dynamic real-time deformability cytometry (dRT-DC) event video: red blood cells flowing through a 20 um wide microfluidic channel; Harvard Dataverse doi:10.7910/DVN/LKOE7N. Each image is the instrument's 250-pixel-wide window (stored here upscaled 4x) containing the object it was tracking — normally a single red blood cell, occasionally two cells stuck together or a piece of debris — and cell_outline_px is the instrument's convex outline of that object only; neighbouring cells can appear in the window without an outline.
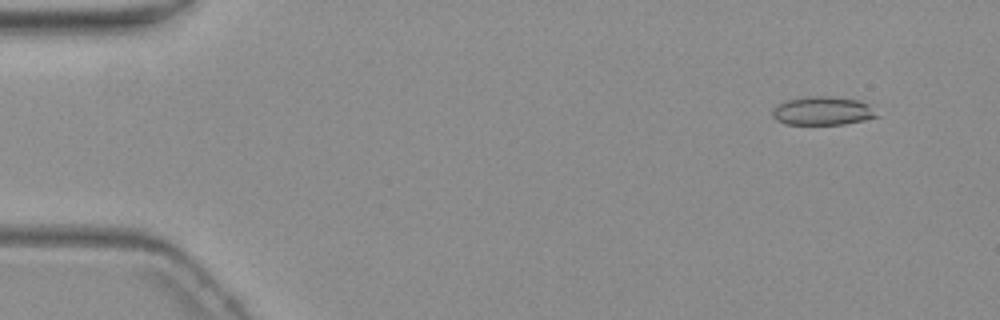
{"species": "common noctule bat (a hibernating species)", "species_latin": "Nyctalus noctula", "temperature_condition": "warm", "stored_images_in_passage": 4, "camera_frame_rate_fps": 3000, "um_per_image_px": 0.085, "animal": {"sex": "female", "body_mass_g": 19.3, "forearm_length_mm": 54.1}, "frame": {"image": 1, "passage_image": 2, "time_ms": 1.333, "image_size_px": [1000, 320], "cell_outline_px": [[880, 116], [864, 120], [844, 124], [784, 124], [776, 120], [772, 116], [772, 108], [776, 104], [784, 100], [812, 96], [828, 96], [860, 100], [868, 104]], "centroid_in_image_um": [69.89, 9.42], "position_along_channel_um": 15.1, "area_um2": 17.51}}